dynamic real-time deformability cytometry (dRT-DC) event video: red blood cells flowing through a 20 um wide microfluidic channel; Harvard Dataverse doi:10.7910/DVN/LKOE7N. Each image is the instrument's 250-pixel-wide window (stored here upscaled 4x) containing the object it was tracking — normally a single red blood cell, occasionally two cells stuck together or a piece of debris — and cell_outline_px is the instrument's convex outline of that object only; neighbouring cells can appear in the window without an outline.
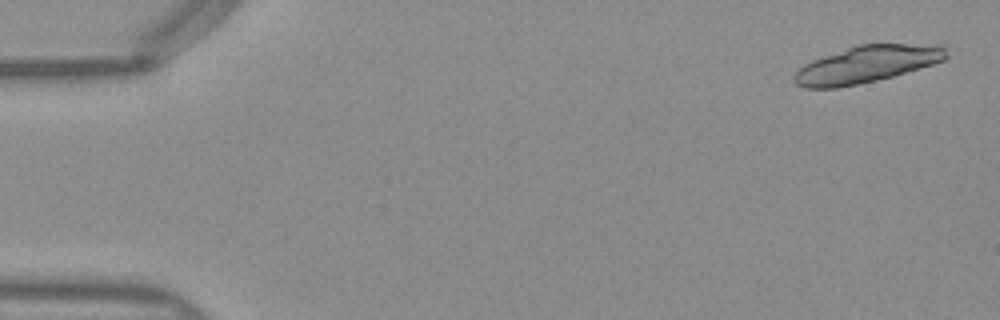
{"species": "Egyptian fruit bat (a non-hibernating species)", "species_latin": "Rousettus aegyptiacus", "temperature_condition": "warm", "stored_images_in_passage": 18, "camera_frame_rate_fps": 3000, "um_per_image_px": 0.085, "frame": {"image": 1, "passage_image": 2, "time_ms": 0.333, "image_size_px": [1000, 320], "cell_outline_px": [[948, 56], [944, 60], [932, 64], [892, 76], [876, 80], [836, 88], [804, 88], [796, 84], [792, 80], [792, 76], [804, 64], [812, 60], [856, 44], [944, 44]], "centroid_in_image_um": [73.66, 5.45], "position_along_channel_um": 11.3, "area_um2": 32.66}}